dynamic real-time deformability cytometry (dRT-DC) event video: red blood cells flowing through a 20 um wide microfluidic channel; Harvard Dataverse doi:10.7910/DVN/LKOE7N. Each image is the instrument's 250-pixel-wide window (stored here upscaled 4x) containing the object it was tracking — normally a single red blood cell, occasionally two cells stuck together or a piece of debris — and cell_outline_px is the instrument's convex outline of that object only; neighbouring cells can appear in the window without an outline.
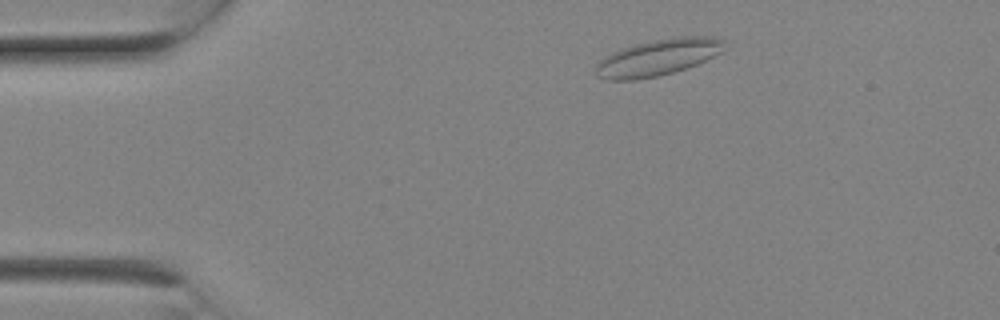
{"species": "Egyptian fruit bat (a non-hibernating species)", "species_latin": "Rousettus aegyptiacus", "temperature_condition": "room temperature", "stored_images_in_passage": 6, "camera_frame_rate_fps": 3000, "um_per_image_px": 0.085, "animal": {"sex": "female"}, "frame": {"image": 1, "passage_image": 2, "time_ms": 0.333, "image_size_px": [1000, 320], "cell_outline_px": [[724, 40], [720, 52], [688, 68], [656, 76], [636, 80], [608, 80], [596, 76], [596, 64], [604, 56], [612, 52], [636, 44], [652, 40], [680, 36], [712, 36]], "centroid_in_image_um": [55.87, 4.88], "position_along_channel_um": 29.1, "area_um2": 26.99}}
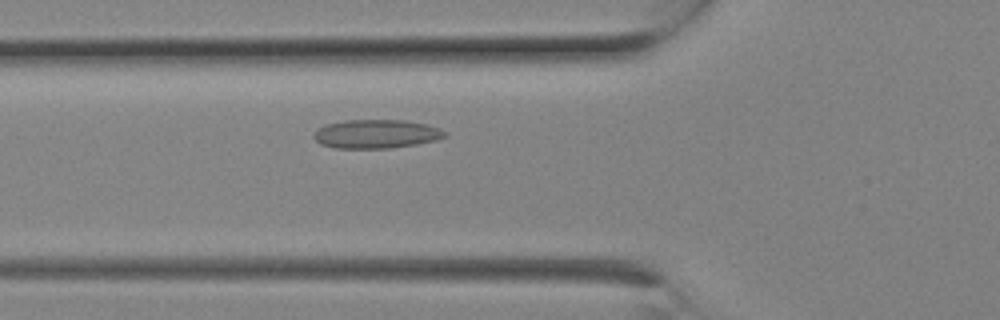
{"frame": {"image": 2, "passage_image": 6, "time_ms": 1.667, "image_size_px": [1000, 320], "cell_outline_px": [[448, 136], [436, 140], [416, 144], [392, 148], [336, 148], [320, 144], [312, 136], [324, 124], [344, 120], [404, 120], [428, 124], [440, 128], [448, 132]], "centroid_in_image_um": [32.02, 11.38], "position_along_channel_um": 93.8, "area_um2": 22.14}}